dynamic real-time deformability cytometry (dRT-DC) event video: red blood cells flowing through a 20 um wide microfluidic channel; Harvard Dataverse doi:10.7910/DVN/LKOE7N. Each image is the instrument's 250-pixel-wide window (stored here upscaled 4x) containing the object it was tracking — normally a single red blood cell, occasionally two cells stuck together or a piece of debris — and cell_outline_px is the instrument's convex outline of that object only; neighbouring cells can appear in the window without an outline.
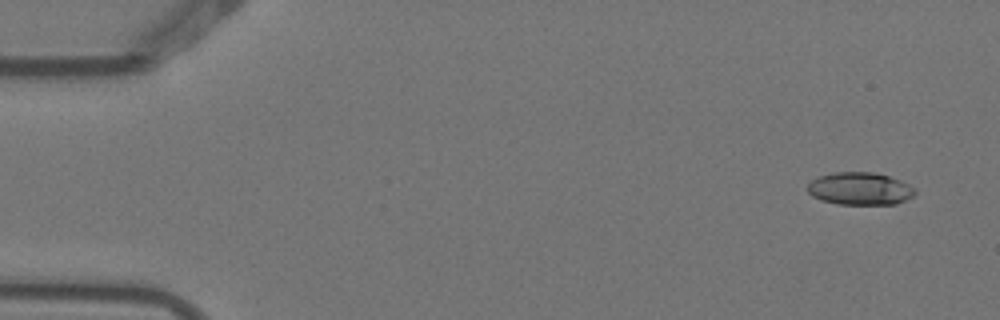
{"species": "Egyptian fruit bat (a non-hibernating species)", "species_latin": "Rousettus aegyptiacus", "temperature_condition": "warm", "stored_images_in_passage": 5, "camera_frame_rate_fps": 3000, "um_per_image_px": 0.085, "animal": {"sex": "female"}, "frame": {"image": 1, "passage_image": 1, "time_ms": 0.0, "image_size_px": [1000, 320], "cell_outline_px": [[916, 192], [912, 196], [896, 204], [836, 204], [820, 200], [812, 196], [808, 192], [808, 184], [812, 180], [820, 176], [832, 172], [872, 172], [888, 176], [900, 180], [916, 188]], "centroid_in_image_um": [73.08, 16.04], "position_along_channel_um": 11.9, "area_um2": 20.4}}
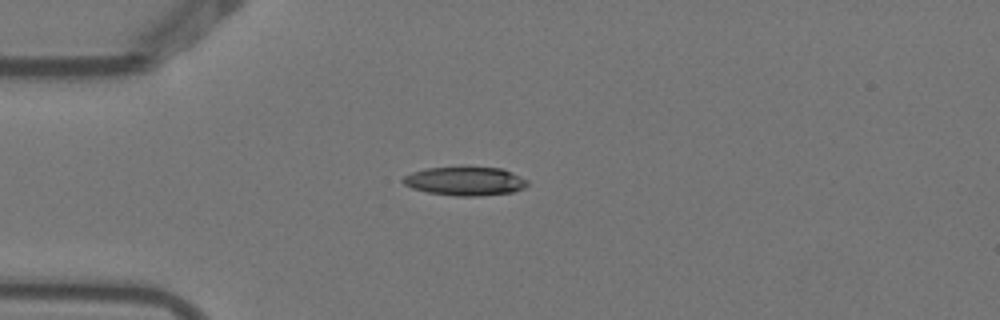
{"frame": {"image": 2, "passage_image": 4, "time_ms": 1.0, "image_size_px": [1000, 320], "cell_outline_px": [[528, 184], [524, 188], [512, 192], [480, 196], [456, 196], [428, 192], [412, 188], [404, 184], [400, 180], [404, 176], [412, 172], [428, 168], [500, 168], [520, 176], [528, 180]], "centroid_in_image_um": [39.53, 15.41], "position_along_channel_um": 45.5, "area_um2": 20.52}}
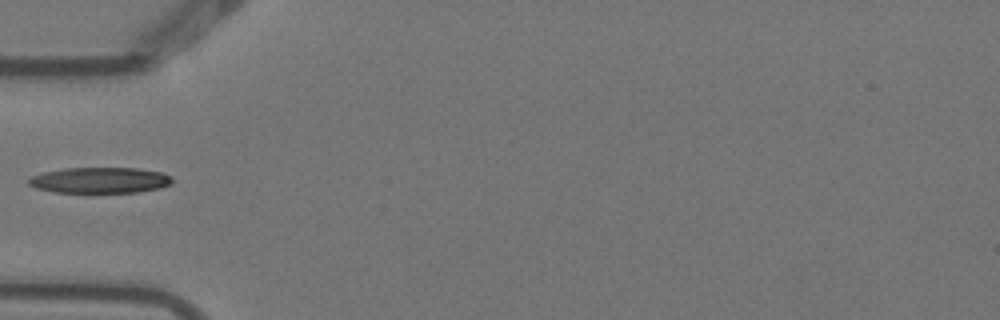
{"frame": {"image": 3, "passage_image": 5, "time_ms": 1.333, "image_size_px": [1000, 320], "cell_outline_px": [[172, 184], [160, 188], [136, 192], [92, 196], [52, 192], [36, 188], [28, 184], [28, 180], [32, 176], [44, 172], [64, 168], [136, 168], [160, 172], [172, 176]], "centroid_in_image_um": [8.47, 15.38], "position_along_channel_um": 76.5, "area_um2": 22.77}}